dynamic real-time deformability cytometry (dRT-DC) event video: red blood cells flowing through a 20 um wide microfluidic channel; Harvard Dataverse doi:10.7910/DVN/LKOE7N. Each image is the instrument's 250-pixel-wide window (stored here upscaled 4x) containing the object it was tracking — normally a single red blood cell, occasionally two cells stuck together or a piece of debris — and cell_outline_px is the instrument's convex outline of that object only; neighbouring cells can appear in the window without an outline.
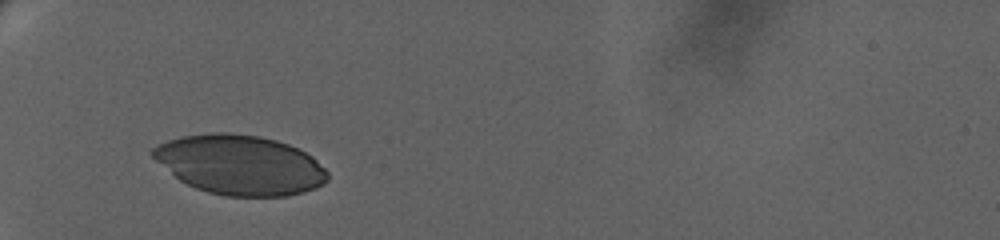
{"species": "human", "species_latin": "Homo sapiens", "temperature_condition": "warm", "stored_images_in_passage": 47, "camera_frame_rate_fps": 3000, "um_per_image_px": 0.085, "donor": {"sex": "female"}, "frame": {"image": 1, "passage_image": 1, "time_ms": 0.0, "image_size_px": [1000, 240], "cell_outline_px": [[328, 180], [324, 184], [316, 188], [304, 192], [288, 196], [224, 196], [208, 192], [196, 188], [180, 180], [156, 160], [148, 152], [156, 144], [180, 136], [208, 132], [232, 132], [260, 136], [276, 140], [288, 144], [312, 156], [328, 172]], "centroid_in_image_um": [20.39, 14.0], "position_along_channel_um": 64.6, "area_um2": 61.04}}
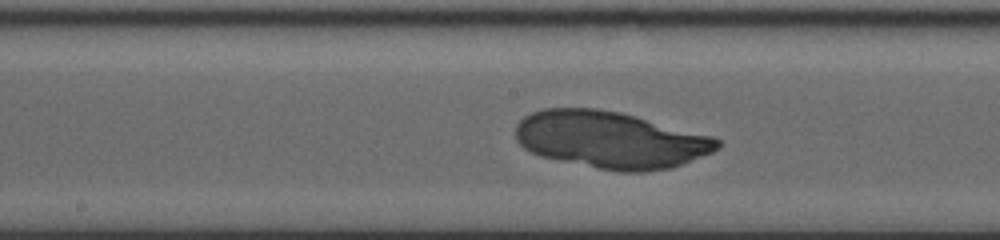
{"frame": {"image": 2, "passage_image": 27, "time_ms": 4.667, "image_size_px": [1000, 240], "cell_outline_px": [[720, 148], [712, 152], [672, 168], [644, 172], [620, 172], [540, 156], [524, 148], [516, 140], [516, 124], [524, 116], [532, 112], [544, 108], [596, 108], [620, 112], [636, 116], [712, 136], [720, 140]], "centroid_in_image_um": [51.89, 11.88], "position_along_channel_um": 196.3, "area_um2": 66.76}}
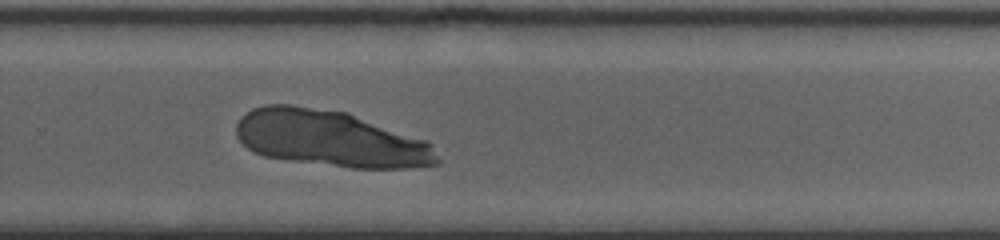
{"frame": {"image": 3, "passage_image": 46, "time_ms": 8.0, "image_size_px": [1000, 240], "cell_outline_px": [[440, 164], [408, 168], [352, 168], [292, 160], [264, 156], [252, 152], [236, 136], [236, 124], [240, 116], [252, 108], [264, 104], [292, 104], [348, 112], [428, 140], [432, 144], [440, 160]], "centroid_in_image_um": [28.1, 11.77], "position_along_channel_um": 301.7, "area_um2": 66.59}}